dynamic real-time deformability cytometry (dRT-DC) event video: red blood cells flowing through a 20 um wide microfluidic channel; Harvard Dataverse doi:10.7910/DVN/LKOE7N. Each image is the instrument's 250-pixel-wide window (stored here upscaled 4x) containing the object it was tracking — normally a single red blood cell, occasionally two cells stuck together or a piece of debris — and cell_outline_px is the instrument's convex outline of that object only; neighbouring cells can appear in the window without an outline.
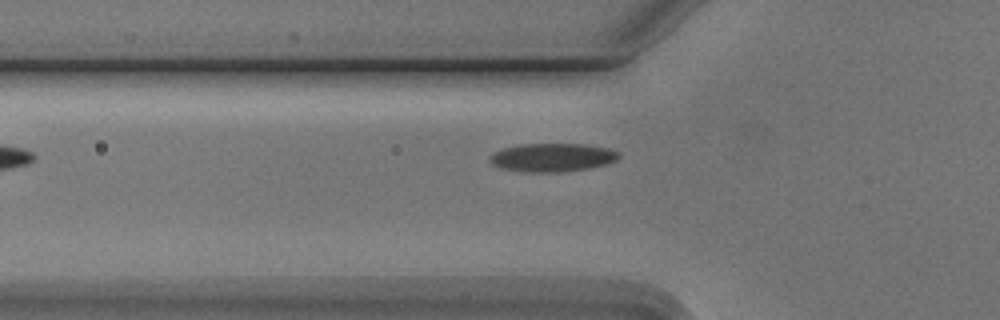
{"species": "Egyptian fruit bat (a non-hibernating species)", "species_latin": "Rousettus aegyptiacus", "temperature_condition": "cold", "stored_images_in_passage": 4, "camera_frame_rate_fps": 3000, "um_per_image_px": 0.085, "animal": {"sex": "male"}, "frame": {"image": 1, "passage_image": 3, "time_ms": 2.333, "image_size_px": [1000, 320], "cell_outline_px": [[620, 156], [616, 160], [608, 164], [588, 168], [560, 172], [524, 172], [500, 168], [492, 164], [488, 160], [488, 156], [504, 148], [520, 144], [584, 144], [608, 148], [620, 152]], "centroid_in_image_um": [46.95, 13.38], "position_along_channel_um": 78.9, "area_um2": 21.44}}
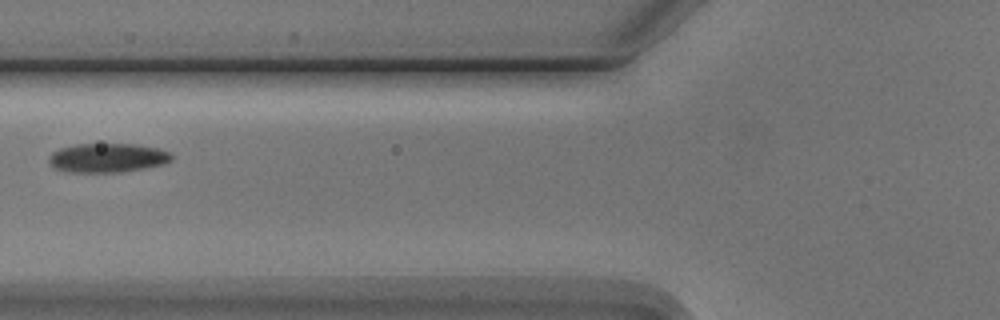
{"frame": {"image": 2, "passage_image": 4, "time_ms": 3.333, "image_size_px": [1000, 320], "cell_outline_px": [[172, 160], [164, 164], [144, 168], [120, 172], [72, 172], [56, 168], [48, 160], [52, 152], [60, 148], [76, 144], [136, 144], [156, 148], [168, 152], [172, 156]], "centroid_in_image_um": [9.15, 13.41], "position_along_channel_um": 116.7, "area_um2": 20.58}}